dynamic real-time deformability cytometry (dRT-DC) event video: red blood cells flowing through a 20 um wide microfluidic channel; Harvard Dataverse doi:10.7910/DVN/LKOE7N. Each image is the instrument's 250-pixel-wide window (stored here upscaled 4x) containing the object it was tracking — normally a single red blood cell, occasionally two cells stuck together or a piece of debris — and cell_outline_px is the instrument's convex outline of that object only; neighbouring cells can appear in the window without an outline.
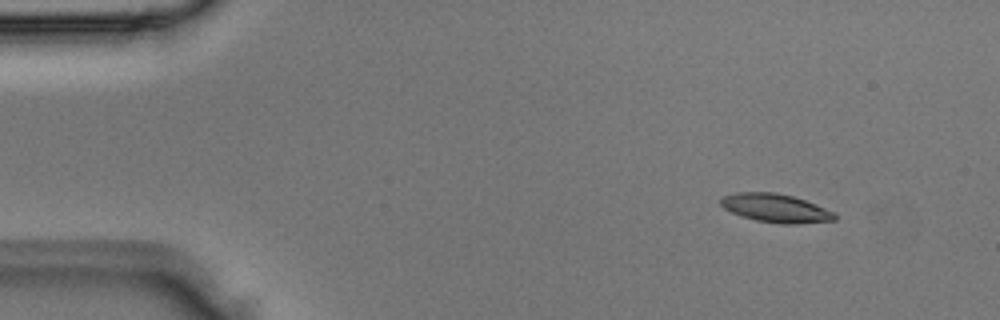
{"species": "Egyptian fruit bat (a non-hibernating species)", "species_latin": "Rousettus aegyptiacus", "temperature_condition": "room temperature", "stored_images_in_passage": 3, "camera_frame_rate_fps": 3000, "um_per_image_px": 0.085, "animal": {"sex": "male"}, "frame": {"image": 1, "passage_image": 2, "time_ms": 0.333, "image_size_px": [1000, 320], "cell_outline_px": [[836, 220], [796, 224], [784, 224], [756, 220], [732, 212], [724, 208], [720, 204], [720, 200], [724, 196], [736, 192], [776, 192], [792, 196], [804, 200], [836, 212]], "centroid_in_image_um": [65.96, 17.69], "position_along_channel_um": 19.0, "area_um2": 18.79}}